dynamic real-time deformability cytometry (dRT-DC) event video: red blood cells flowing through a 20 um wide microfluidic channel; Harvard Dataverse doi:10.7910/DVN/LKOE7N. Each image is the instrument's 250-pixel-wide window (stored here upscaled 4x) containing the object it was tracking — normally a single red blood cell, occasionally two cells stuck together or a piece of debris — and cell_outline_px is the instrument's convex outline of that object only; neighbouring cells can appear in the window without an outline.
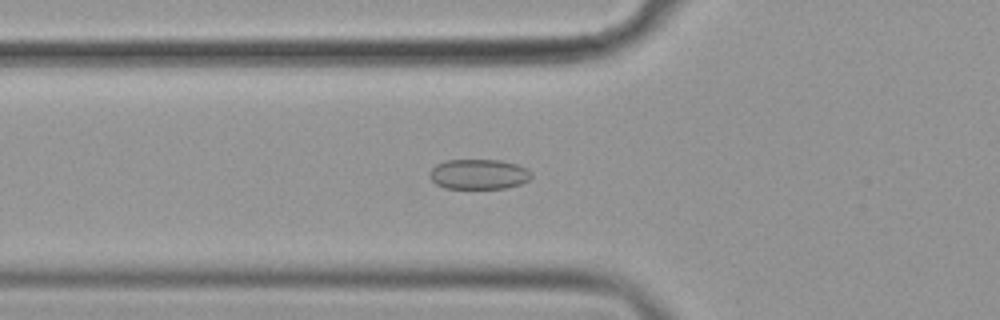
{"species": "common noctule bat (a hibernating species)", "species_latin": "Nyctalus noctula", "temperature_condition": "cold", "stored_images_in_passage": 57, "camera_frame_rate_fps": 3000, "um_per_image_px": 0.085, "animal": {"sex": "female", "body_mass_g": 19.9}, "frame": {"image": 1, "passage_image": 21, "time_ms": 6.667, "image_size_px": [1000, 320], "cell_outline_px": [[532, 176], [528, 180], [520, 184], [508, 188], [444, 188], [436, 184], [428, 176], [432, 168], [436, 164], [444, 160], [500, 160], [516, 164], [528, 168], [532, 172]], "centroid_in_image_um": [40.69, 14.8], "position_along_channel_um": 85.1, "area_um2": 17.98}}
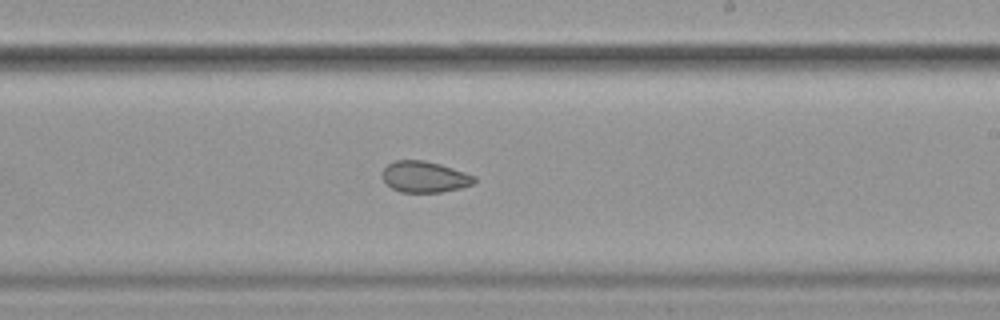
{"frame": {"image": 2, "passage_image": 35, "time_ms": 11.333, "image_size_px": [1000, 320], "cell_outline_px": [[476, 180], [472, 184], [460, 188], [440, 192], [400, 192], [384, 184], [384, 168], [388, 164], [396, 160], [424, 160], [440, 164], [476, 176]], "centroid_in_image_um": [36.08, 15.03], "position_along_channel_um": 252.9, "area_um2": 16.59}}
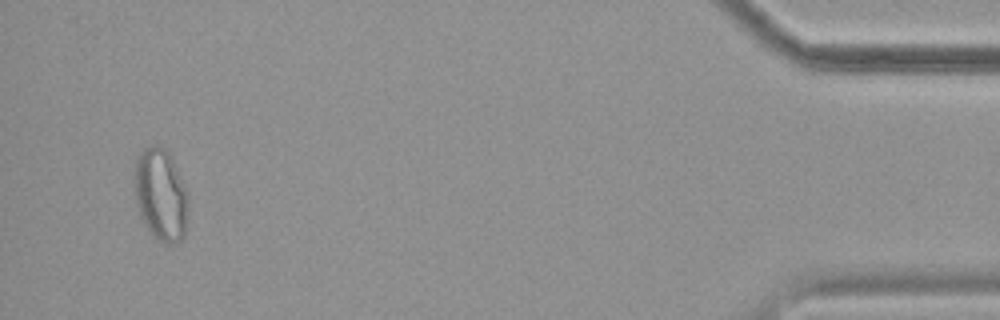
{"frame": {"image": 3, "passage_image": 55, "time_ms": 18.0, "image_size_px": [1000, 320], "cell_outline_px": [[188, 204], [184, 236], [180, 240], [172, 244], [168, 244], [156, 240], [152, 236], [140, 216], [136, 204], [132, 184], [136, 160], [140, 152], [144, 148], [152, 144], [156, 144], [164, 148], [168, 152], [188, 192]], "centroid_in_image_um": [13.63, 16.55], "position_along_channel_um": 421.6, "area_um2": 29.36}, "authors_computed_cell_mechanics": {"area_um2": 19.8254, "velocity_mm_per_s": 3.5979, "shape_relaxation_time_tau1_ms": null, "shape_relaxation_time_tau2_ms": 5.4241, "deformation_change_tau1": null, "deformation_change_tau2": 0.0774}}